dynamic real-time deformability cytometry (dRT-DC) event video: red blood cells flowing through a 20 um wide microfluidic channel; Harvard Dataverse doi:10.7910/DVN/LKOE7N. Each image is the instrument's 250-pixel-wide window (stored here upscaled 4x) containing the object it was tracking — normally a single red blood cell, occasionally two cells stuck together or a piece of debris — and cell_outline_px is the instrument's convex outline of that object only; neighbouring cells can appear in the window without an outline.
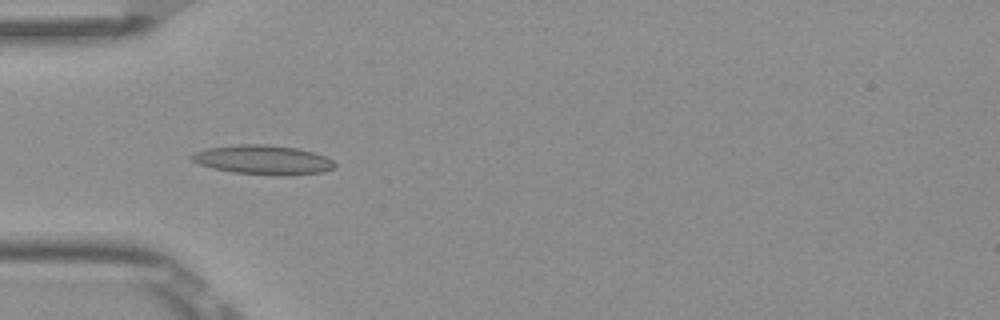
{"species": "Egyptian fruit bat (a non-hibernating species)", "species_latin": "Rousettus aegyptiacus", "temperature_condition": "room temperature", "stored_images_in_passage": 8, "camera_frame_rate_fps": 3000, "um_per_image_px": 0.085, "frame": {"image": 1, "passage_image": 6, "time_ms": 1.667, "image_size_px": [1000, 320], "cell_outline_px": [[336, 168], [324, 172], [288, 176], [272, 176], [232, 172], [212, 168], [200, 164], [192, 160], [188, 156], [196, 152], [208, 148], [240, 144], [264, 144], [296, 148], [316, 152], [332, 160], [336, 164]], "centroid_in_image_um": [22.41, 13.6], "position_along_channel_um": 62.6, "area_um2": 24.74}}
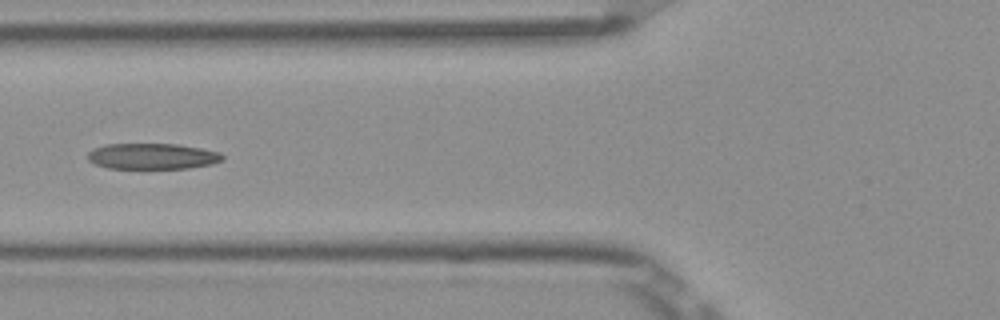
{"frame": {"image": 2, "passage_image": 7, "time_ms": 2.0, "image_size_px": [1000, 320], "cell_outline_px": [[224, 160], [212, 164], [188, 168], [108, 168], [96, 164], [88, 160], [88, 152], [92, 148], [104, 144], [180, 144], [220, 152], [224, 156]], "centroid_in_image_um": [12.96, 13.27], "position_along_channel_um": 112.8, "area_um2": 20.4}}
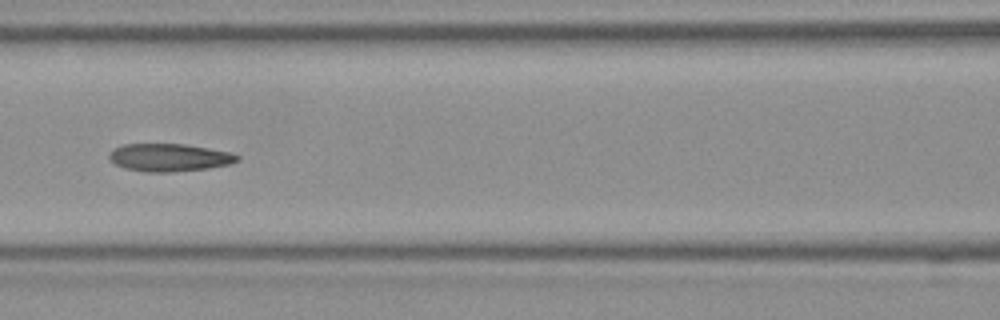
{"frame": {"image": 3, "passage_image": 8, "time_ms": 2.333, "image_size_px": [1000, 320], "cell_outline_px": [[240, 160], [228, 164], [208, 168], [172, 172], [148, 172], [124, 168], [108, 160], [108, 156], [112, 148], [124, 144], [184, 144], [232, 152], [240, 156]], "centroid_in_image_um": [14.37, 13.38], "position_along_channel_um": 152.2, "area_um2": 20.81}}